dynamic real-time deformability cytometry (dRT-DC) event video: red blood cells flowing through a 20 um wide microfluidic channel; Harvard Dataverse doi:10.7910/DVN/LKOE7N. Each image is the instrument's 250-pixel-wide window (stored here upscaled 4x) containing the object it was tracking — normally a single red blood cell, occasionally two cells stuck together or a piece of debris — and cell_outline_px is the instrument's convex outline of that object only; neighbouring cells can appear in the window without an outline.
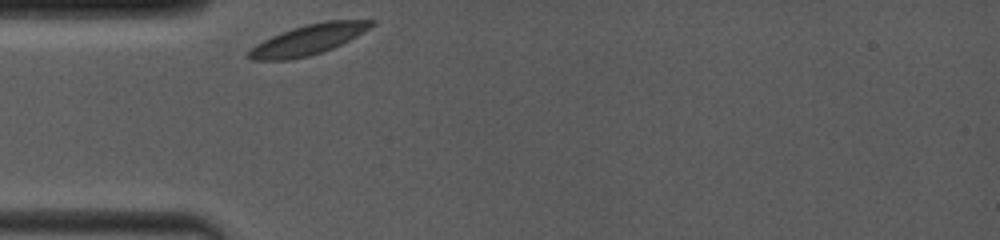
{"species": "common noctule bat (a hibernating species)", "species_latin": "Nyctalus noctula", "temperature_condition": "room temperature", "stored_images_in_passage": 28, "camera_frame_rate_fps": 4000, "um_per_image_px": 0.085, "animal": {"sex": "female", "body_mass_g": 19.0, "forearm_length_mm": 53.3}, "frame": {"image": 1, "passage_image": 1, "time_ms": 0.0, "image_size_px": [1000, 240], "cell_outline_px": [[376, 24], [356, 36], [332, 48], [308, 56], [288, 60], [252, 60], [244, 56], [256, 44], [280, 32], [304, 24], [324, 20], [376, 20]], "centroid_in_image_um": [26.18, 3.36], "position_along_channel_um": 58.8, "area_um2": 21.5}}
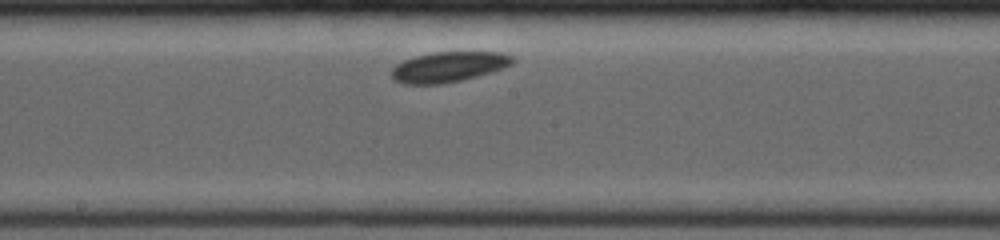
{"frame": {"image": 2, "passage_image": 16, "time_ms": 4.25, "image_size_px": [1000, 240], "cell_outline_px": [[516, 60], [512, 64], [504, 68], [492, 72], [460, 80], [440, 84], [404, 84], [396, 80], [392, 76], [392, 68], [396, 64], [404, 60], [416, 56], [432, 52], [500, 52], [512, 56]], "centroid_in_image_um": [38.15, 5.68], "position_along_channel_um": 210.1, "area_um2": 21.27}}
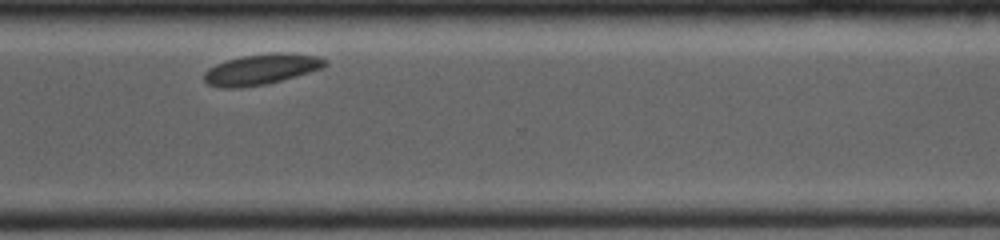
{"frame": {"image": 3, "passage_image": 27, "time_ms": 8.0, "image_size_px": [1000, 240], "cell_outline_px": [[328, 64], [324, 68], [296, 76], [264, 84], [240, 88], [220, 88], [208, 84], [204, 80], [204, 72], [208, 68], [216, 64], [228, 60], [244, 56], [272, 52], [284, 52], [320, 56], [328, 60]], "centroid_in_image_um": [22.24, 5.88], "position_along_channel_um": 348.4, "area_um2": 21.68}}